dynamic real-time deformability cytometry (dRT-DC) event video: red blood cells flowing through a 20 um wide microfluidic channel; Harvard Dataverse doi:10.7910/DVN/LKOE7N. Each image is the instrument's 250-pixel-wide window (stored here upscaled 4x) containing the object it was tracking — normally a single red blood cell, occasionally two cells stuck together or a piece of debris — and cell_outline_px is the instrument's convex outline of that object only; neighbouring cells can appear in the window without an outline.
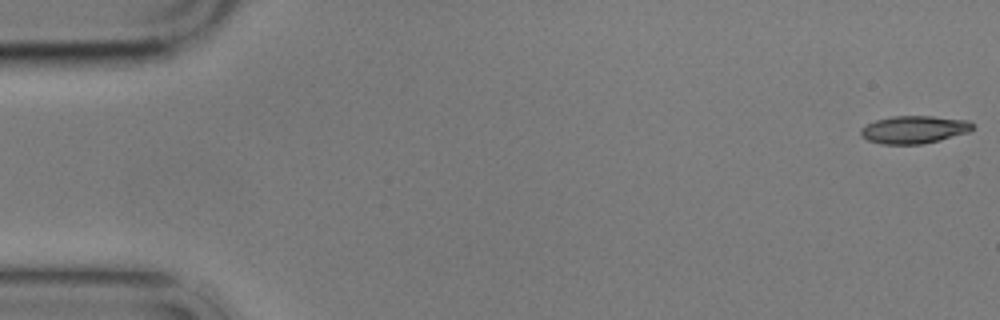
{"species": "common noctule bat (a hibernating species)", "species_latin": "Nyctalus noctula", "temperature_condition": "cold", "stored_images_in_passage": 5, "camera_frame_rate_fps": 3000, "um_per_image_px": 0.085, "animal": {"sex": "male", "body_mass_g": 17.9}, "frame": {"image": 1, "passage_image": 1, "time_ms": 0.0, "image_size_px": [1000, 320], "cell_outline_px": [[976, 128], [968, 132], [940, 140], [920, 144], [880, 144], [868, 140], [860, 136], [860, 128], [876, 120], [892, 116], [932, 116], [968, 120]], "centroid_in_image_um": [77.69, 11.01], "position_along_channel_um": 7.3, "area_um2": 18.09}}
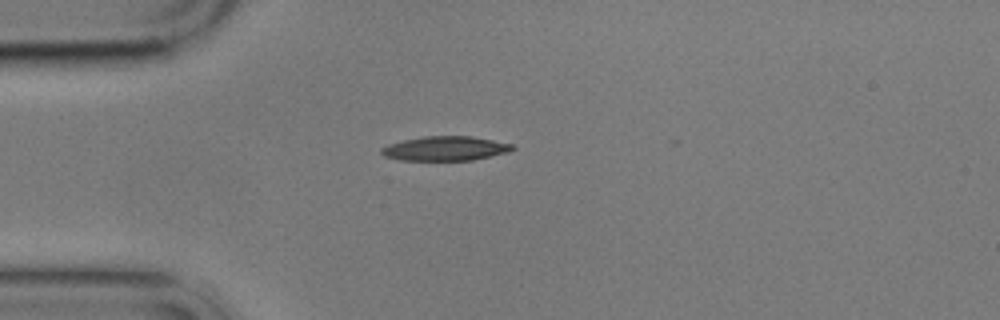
{"frame": {"image": 2, "passage_image": 5, "time_ms": 4.667, "image_size_px": [1000, 320], "cell_outline_px": [[516, 148], [508, 152], [472, 160], [400, 160], [384, 156], [380, 152], [380, 148], [388, 144], [404, 140], [424, 136], [472, 136], [512, 144]], "centroid_in_image_um": [37.83, 12.62], "position_along_channel_um": 47.2, "area_um2": 18.55}}